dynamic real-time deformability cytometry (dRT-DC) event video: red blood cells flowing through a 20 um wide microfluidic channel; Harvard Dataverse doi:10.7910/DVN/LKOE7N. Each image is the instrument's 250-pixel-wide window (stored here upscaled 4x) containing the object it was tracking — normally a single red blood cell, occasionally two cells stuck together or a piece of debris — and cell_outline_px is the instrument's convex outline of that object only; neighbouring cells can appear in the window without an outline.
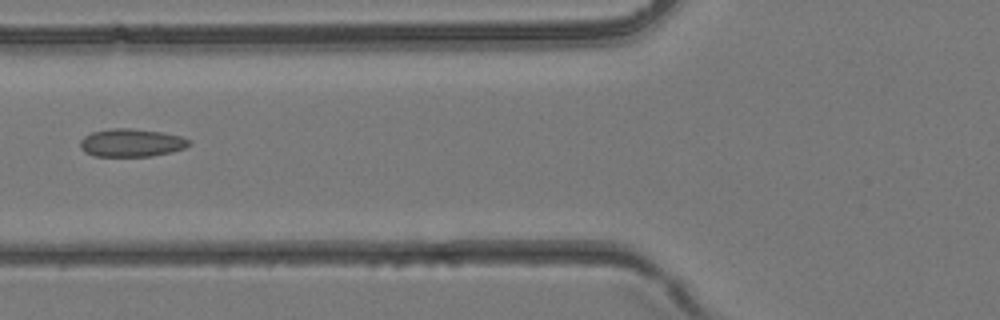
{"species": "common noctule bat (a hibernating species)", "species_latin": "Nyctalus noctula", "temperature_condition": "room temperature", "stored_images_in_passage": 6, "camera_frame_rate_fps": 3000, "um_per_image_px": 0.085, "animal": {"sex": "female", "body_mass_g": 24.6, "forearm_length_mm": 56.2}, "frame": {"image": 1, "passage_image": 6, "time_ms": 1.667, "image_size_px": [1000, 320], "cell_outline_px": [[188, 144], [184, 148], [172, 152], [152, 156], [96, 156], [84, 152], [80, 148], [80, 140], [84, 136], [92, 132], [112, 128], [132, 128], [160, 132], [180, 136], [188, 140]], "centroid_in_image_um": [11.12, 12.14], "position_along_channel_um": 114.7, "area_um2": 17.63}}